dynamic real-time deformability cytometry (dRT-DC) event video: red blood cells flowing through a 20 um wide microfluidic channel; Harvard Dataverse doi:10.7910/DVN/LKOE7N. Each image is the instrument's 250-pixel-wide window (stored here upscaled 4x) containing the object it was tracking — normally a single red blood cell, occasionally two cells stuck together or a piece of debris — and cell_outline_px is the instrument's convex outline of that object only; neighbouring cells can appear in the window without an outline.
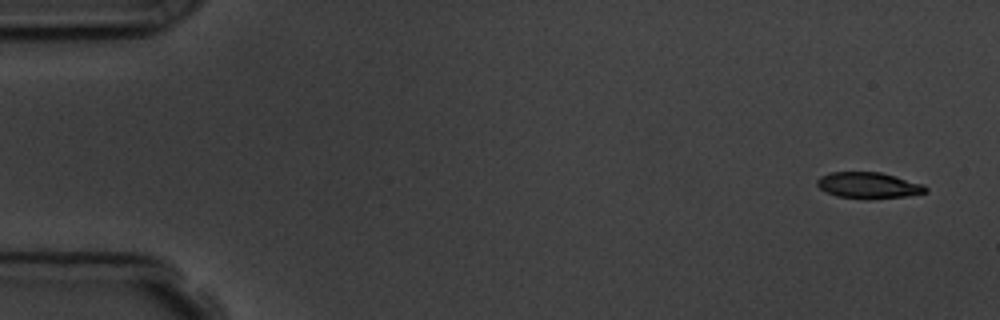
{"species": "common noctule bat (a hibernating species)", "species_latin": "Nyctalus noctula", "temperature_condition": "room temperature", "stored_images_in_passage": 6, "segment_of_instrument_passage": [1, 2], "camera_frame_rate_fps": 3000, "um_per_image_px": 0.085, "animal": {"sex": "male", "body_mass_g": 19.5, "forearm_length_mm": 54.6}, "frame": {"image": 1, "passage_image": 1, "time_ms": 0.0, "image_size_px": [1000, 320], "cell_outline_px": [[928, 192], [908, 196], [868, 200], [836, 196], [820, 188], [816, 184], [816, 180], [820, 176], [832, 172], [880, 172], [896, 176], [924, 184], [928, 188]], "centroid_in_image_um": [73.86, 15.77], "position_along_channel_um": 11.1, "area_um2": 16.82}}
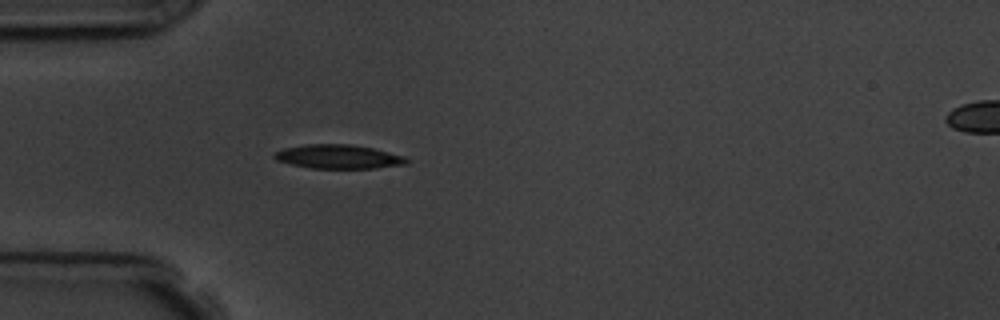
{"frame": {"image": 2, "passage_image": 5, "time_ms": 4.667, "image_size_px": [1000, 320], "cell_outline_px": [[408, 164], [376, 168], [308, 168], [276, 160], [272, 156], [276, 152], [284, 148], [304, 144], [352, 144], [372, 148], [404, 156], [408, 160]], "centroid_in_image_um": [28.75, 13.31], "position_along_channel_um": 56.2, "area_um2": 18.44}}